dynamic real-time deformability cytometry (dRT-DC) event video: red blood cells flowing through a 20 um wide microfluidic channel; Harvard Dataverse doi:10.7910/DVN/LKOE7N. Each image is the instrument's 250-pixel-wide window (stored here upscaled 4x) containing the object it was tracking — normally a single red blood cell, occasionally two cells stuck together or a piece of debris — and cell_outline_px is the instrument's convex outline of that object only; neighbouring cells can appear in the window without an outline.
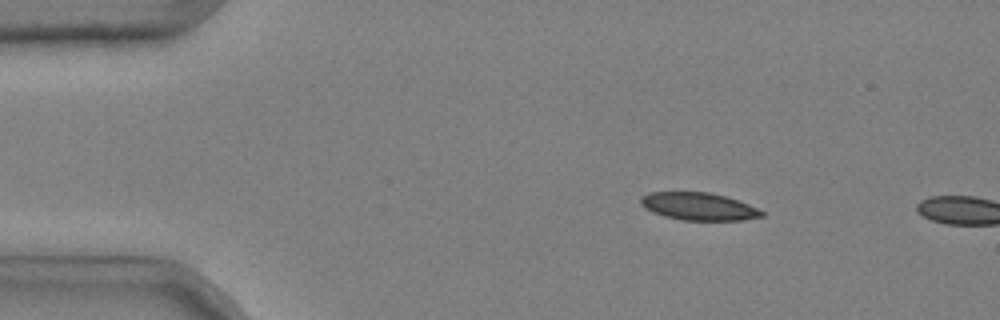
{"species": "common noctule bat (a hibernating species)", "species_latin": "Nyctalus noctula", "temperature_condition": "cold", "stored_images_in_passage": 3, "camera_frame_rate_fps": 3000, "um_per_image_px": 0.085, "animal": {"sex": "male", "body_mass_g": 20.4}, "frame": {"image": 1, "passage_image": 2, "time_ms": 0.333, "image_size_px": [1000, 320], "cell_outline_px": [[764, 216], [744, 220], [684, 220], [664, 216], [652, 212], [644, 208], [640, 204], [640, 196], [648, 192], [708, 192], [728, 196], [748, 204], [764, 212]], "centroid_in_image_um": [59.36, 17.54], "position_along_channel_um": 25.6, "area_um2": 19.59}}